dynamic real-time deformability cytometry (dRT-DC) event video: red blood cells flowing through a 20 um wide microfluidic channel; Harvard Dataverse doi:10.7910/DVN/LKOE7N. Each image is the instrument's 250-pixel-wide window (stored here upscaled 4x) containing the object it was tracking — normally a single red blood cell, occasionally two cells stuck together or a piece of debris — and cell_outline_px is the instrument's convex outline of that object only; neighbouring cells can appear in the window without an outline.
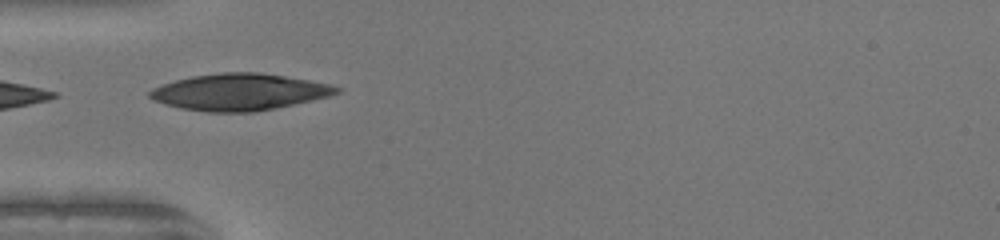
{"species": "human", "species_latin": "Homo sapiens", "temperature_condition": "warm", "stored_images_in_passage": 34, "camera_frame_rate_fps": 3000, "um_per_image_px": 0.085, "donor": {"sex": "female"}, "frame": {"image": 1, "passage_image": 1, "time_ms": 0.0, "image_size_px": [1000, 240], "cell_outline_px": [[344, 88], [340, 92], [328, 96], [312, 100], [276, 108], [256, 112], [208, 112], [180, 108], [164, 104], [148, 96], [148, 92], [152, 88], [176, 80], [192, 76], [220, 72], [256, 72], [284, 76], [332, 84]], "centroid_in_image_um": [20.37, 7.82], "position_along_channel_um": 64.6, "area_um2": 39.88}}
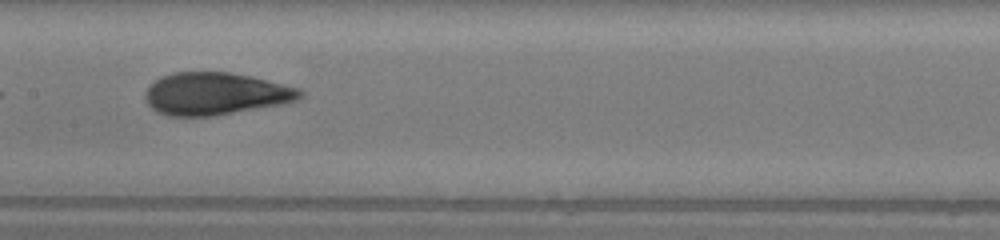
{"frame": {"image": 2, "passage_image": 10, "time_ms": 3.0, "image_size_px": [1000, 240], "cell_outline_px": [[304, 96], [296, 100], [284, 104], [216, 116], [168, 116], [156, 112], [148, 104], [144, 96], [144, 92], [148, 84], [160, 76], [172, 72], [232, 72], [300, 88], [304, 92]], "centroid_in_image_um": [18.29, 7.97], "position_along_channel_um": 189.1, "area_um2": 38.78}}
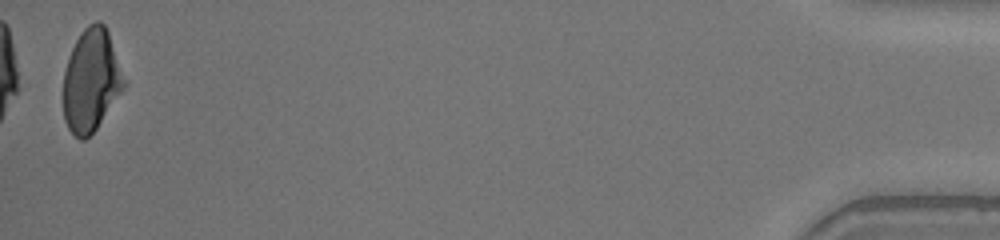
{"frame": {"image": 3, "passage_image": 34, "time_ms": 11.0, "image_size_px": [1000, 240], "cell_outline_px": [[128, 84], [96, 128], [84, 140], [80, 140], [68, 128], [64, 120], [64, 72], [68, 56], [80, 32], [88, 24], [96, 20], [100, 20], [104, 24], [108, 32], [128, 80]], "centroid_in_image_um": [7.79, 6.79], "position_along_channel_um": 427.4, "area_um2": 36.7}, "authors_computed_cell_mechanics": {"area_um2": 37.9168, "velocity_mm_per_s": 4.1914, "shape_relaxation_time_tau1_ms": 4.8808, "shape_relaxation_time_tau2_ms": 1.026, "deformation_change_tau1": 0.2253, "deformation_change_tau2": 0.0582}}